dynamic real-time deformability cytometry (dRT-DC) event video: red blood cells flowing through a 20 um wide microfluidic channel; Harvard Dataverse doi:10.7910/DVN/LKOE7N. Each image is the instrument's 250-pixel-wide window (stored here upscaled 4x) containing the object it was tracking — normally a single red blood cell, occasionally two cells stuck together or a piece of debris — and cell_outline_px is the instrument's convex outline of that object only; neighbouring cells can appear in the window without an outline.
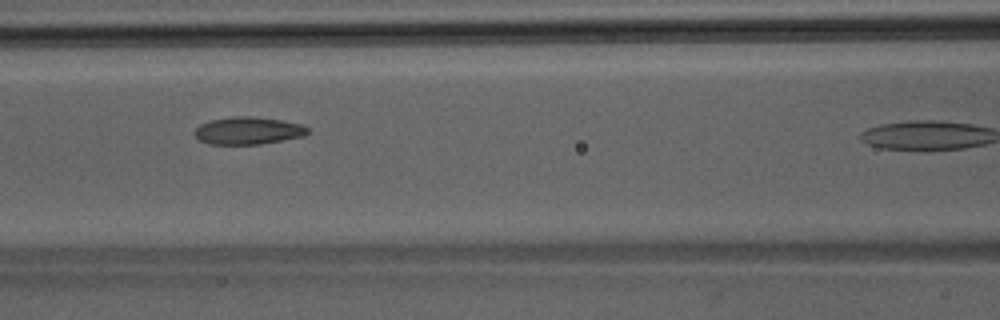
{"species": "Egyptian fruit bat (a non-hibernating species)", "species_latin": "Rousettus aegyptiacus", "temperature_condition": "room temperature", "stored_images_in_passage": 11, "camera_frame_rate_fps": 3000, "um_per_image_px": 0.085, "animal": {"sex": "male"}, "frame": {"image": 1, "passage_image": 9, "time_ms": 2.667, "image_size_px": [1000, 320], "cell_outline_px": [[308, 132], [304, 136], [260, 144], [208, 144], [200, 140], [192, 132], [200, 124], [212, 120], [236, 116], [248, 116], [280, 120], [300, 124], [308, 128]], "centroid_in_image_um": [21.06, 11.11], "position_along_channel_um": 145.5, "area_um2": 17.86}}